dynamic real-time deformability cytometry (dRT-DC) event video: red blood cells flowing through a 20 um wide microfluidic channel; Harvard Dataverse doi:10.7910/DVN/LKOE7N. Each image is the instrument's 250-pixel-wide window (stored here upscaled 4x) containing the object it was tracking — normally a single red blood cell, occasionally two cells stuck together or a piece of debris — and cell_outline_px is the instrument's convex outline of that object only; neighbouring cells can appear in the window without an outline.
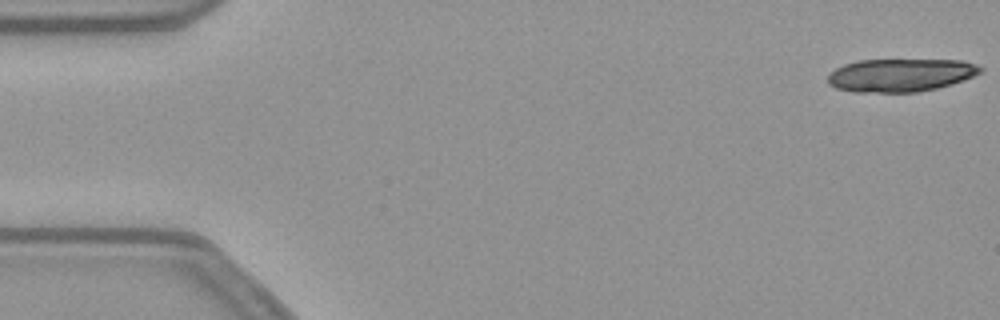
{"species": "common noctule bat (a hibernating species)", "species_latin": "Nyctalus noctula", "temperature_condition": "warm", "stored_images_in_passage": 17, "camera_frame_rate_fps": 3000, "um_per_image_px": 0.085, "animal": {"sex": "female", "body_mass_g": 21.9}, "frame": {"image": 1, "passage_image": 1, "time_ms": 0.0, "image_size_px": [1000, 320], "cell_outline_px": [[984, 68], [980, 72], [964, 80], [936, 88], [916, 92], [852, 92], [836, 88], [828, 84], [828, 76], [836, 68], [844, 64], [860, 60], [964, 60], [976, 64]], "centroid_in_image_um": [76.54, 6.38], "position_along_channel_um": 8.5, "area_um2": 29.3}}